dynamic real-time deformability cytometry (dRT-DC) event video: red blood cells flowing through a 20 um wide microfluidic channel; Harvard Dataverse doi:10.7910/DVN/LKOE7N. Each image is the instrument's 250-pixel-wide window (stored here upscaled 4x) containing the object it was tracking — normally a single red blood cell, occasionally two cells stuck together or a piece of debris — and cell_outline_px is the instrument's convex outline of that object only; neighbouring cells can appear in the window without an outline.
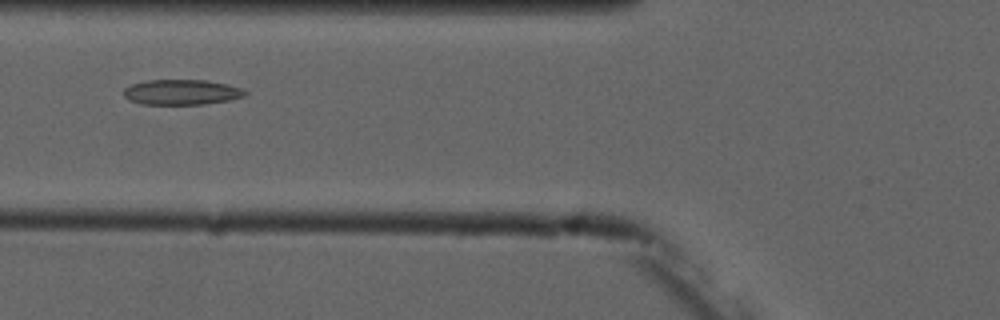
{"species": "common noctule bat (a hibernating species)", "species_latin": "Nyctalus noctula", "temperature_condition": "cold", "stored_images_in_passage": 9, "camera_frame_rate_fps": 3000, "um_per_image_px": 0.085, "animal": {"sex": "male", "forearm_length_mm": 52.5}, "frame": {"image": 1, "passage_image": 4, "time_ms": 4.333, "image_size_px": [1000, 320], "cell_outline_px": [[248, 92], [244, 96], [228, 100], [204, 104], [140, 104], [128, 100], [124, 96], [124, 88], [132, 84], [148, 80], [204, 80], [228, 84], [240, 88]], "centroid_in_image_um": [15.41, 7.83], "position_along_channel_um": 110.4, "area_um2": 17.8}}
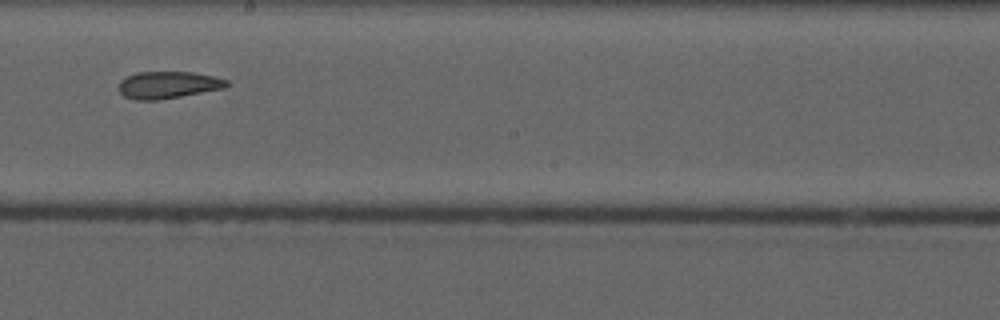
{"frame": {"image": 2, "passage_image": 7, "time_ms": 7.667, "image_size_px": [1000, 320], "cell_outline_px": [[228, 84], [224, 88], [160, 100], [132, 100], [124, 96], [120, 92], [120, 80], [136, 72], [192, 72], [216, 76], [228, 80]], "centroid_in_image_um": [14.29, 7.22], "position_along_channel_um": 233.9, "area_um2": 17.05}}
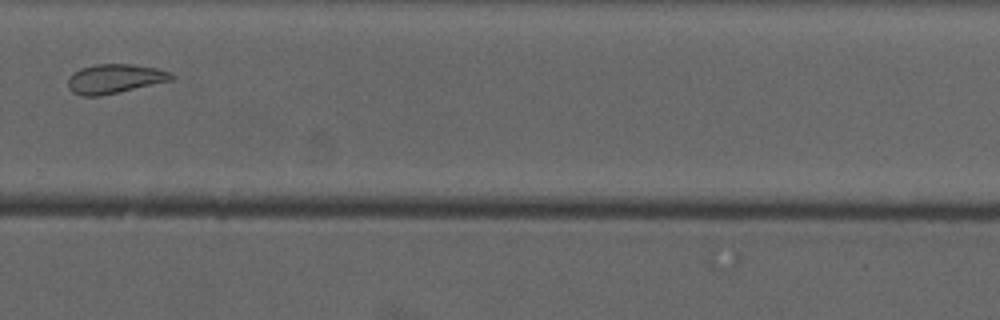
{"frame": {"image": 3, "passage_image": 9, "time_ms": 10.0, "image_size_px": [1000, 320], "cell_outline_px": [[176, 76], [172, 80], [100, 96], [80, 96], [72, 92], [68, 88], [68, 80], [72, 72], [80, 68], [96, 64], [128, 64], [156, 68], [172, 72]], "centroid_in_image_um": [9.73, 6.69], "position_along_channel_um": 320.1, "area_um2": 17.69}}